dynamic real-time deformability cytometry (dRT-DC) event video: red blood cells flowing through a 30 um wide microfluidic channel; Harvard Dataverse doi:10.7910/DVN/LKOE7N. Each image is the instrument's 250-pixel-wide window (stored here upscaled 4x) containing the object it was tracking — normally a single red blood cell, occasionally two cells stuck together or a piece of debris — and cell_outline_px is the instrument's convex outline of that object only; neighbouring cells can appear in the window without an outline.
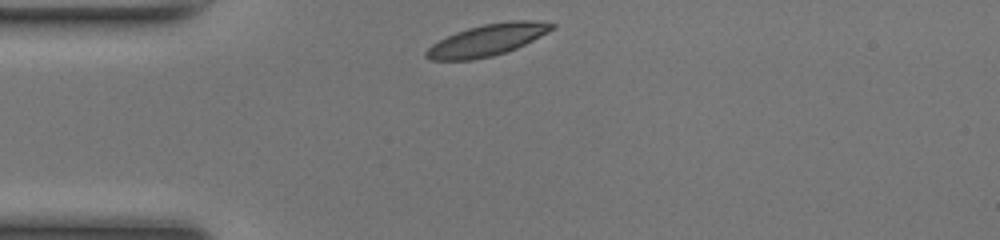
{"species": "common noctule bat (a hibernating species)", "species_latin": "Nyctalus noctula", "temperature_condition": "room temperature", "stored_images_in_passage": 29, "camera_frame_rate_fps": 3000, "um_per_image_px": 0.085, "animal": {"sex": "female", "body_mass_g": 17.0, "forearm_length_mm": 48.0}, "frame": {"image": 1, "passage_image": 1, "time_ms": 0.0, "image_size_px": [1000, 240], "cell_outline_px": [[556, 28], [516, 48], [492, 56], [472, 60], [428, 60], [424, 56], [424, 52], [432, 44], [456, 32], [468, 28], [484, 24], [512, 20], [532, 20], [556, 24]], "centroid_in_image_um": [41.4, 3.4], "position_along_channel_um": 43.6, "area_um2": 23.0}}
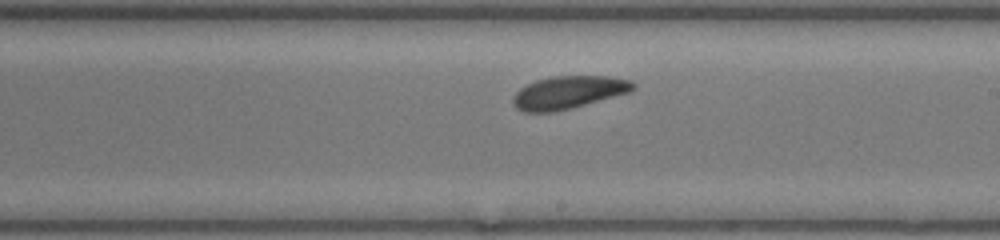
{"frame": {"image": 2, "passage_image": 17, "time_ms": 5.333, "image_size_px": [1000, 240], "cell_outline_px": [[636, 88], [628, 92], [572, 108], [552, 112], [524, 112], [516, 108], [512, 100], [512, 96], [520, 88], [536, 80], [552, 76], [608, 76], [632, 80], [636, 84]], "centroid_in_image_um": [48.31, 7.85], "position_along_channel_um": 240.7, "area_um2": 22.89}}
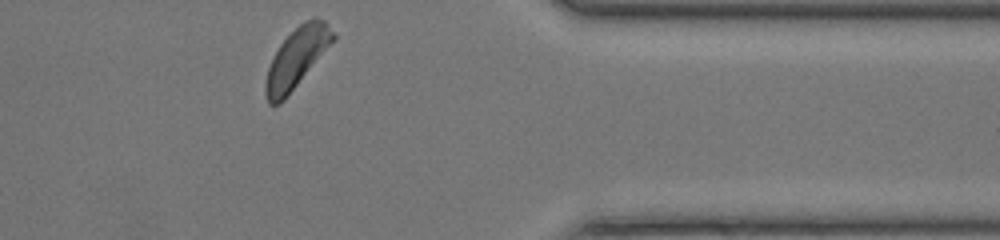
{"frame": {"image": 3, "passage_image": 29, "time_ms": 9.333, "image_size_px": [1000, 240], "cell_outline_px": [[336, 40], [284, 100], [280, 104], [268, 104], [264, 92], [264, 84], [268, 68], [280, 44], [304, 20], [312, 16], [316, 16], [324, 20], [336, 36]], "centroid_in_image_um": [25.24, 4.92], "position_along_channel_um": 386.2, "area_um2": 23.52}, "authors_computed_cell_mechanics": {"area_um2": 22.9466, "velocity_mm_per_s": 4.1047, "shape_relaxation_time_tau1_ms": 1.3372, "shape_relaxation_time_tau2_ms": null, "deformation_change_tau1": 0.0667, "deformation_change_tau2": null}}